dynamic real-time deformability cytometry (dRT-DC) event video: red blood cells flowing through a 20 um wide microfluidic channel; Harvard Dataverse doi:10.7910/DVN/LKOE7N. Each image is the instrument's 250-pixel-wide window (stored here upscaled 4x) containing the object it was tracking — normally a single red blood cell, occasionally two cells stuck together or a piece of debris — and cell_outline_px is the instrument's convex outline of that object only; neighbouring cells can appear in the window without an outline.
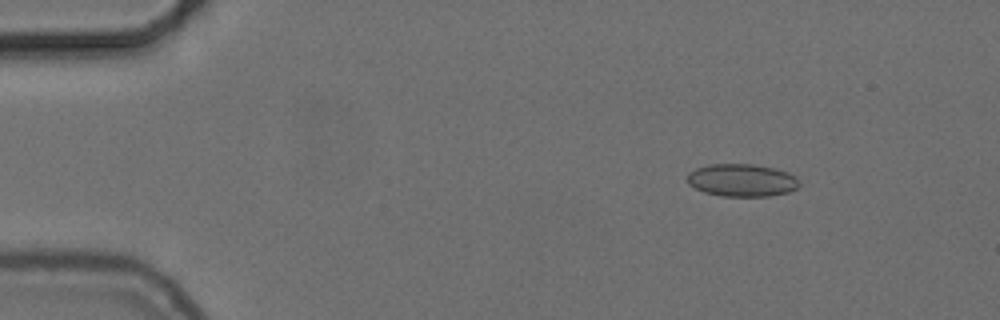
{"species": "common noctule bat (a hibernating species)", "species_latin": "Nyctalus noctula", "temperature_condition": "cold", "stored_images_in_passage": 55, "camera_frame_rate_fps": 3000, "um_per_image_px": 0.085, "animal": {"sex": "female", "body_mass_g": 24.6, "forearm_length_mm": 56.2}, "frame": {"image": 1, "passage_image": 7, "time_ms": 2.0, "image_size_px": [1000, 320], "cell_outline_px": [[800, 184], [796, 188], [788, 192], [768, 196], [720, 196], [704, 192], [688, 184], [688, 172], [696, 168], [708, 164], [752, 164], [772, 168], [788, 172], [796, 176]], "centroid_in_image_um": [63.05, 15.32], "position_along_channel_um": 22.0, "area_um2": 21.27}}
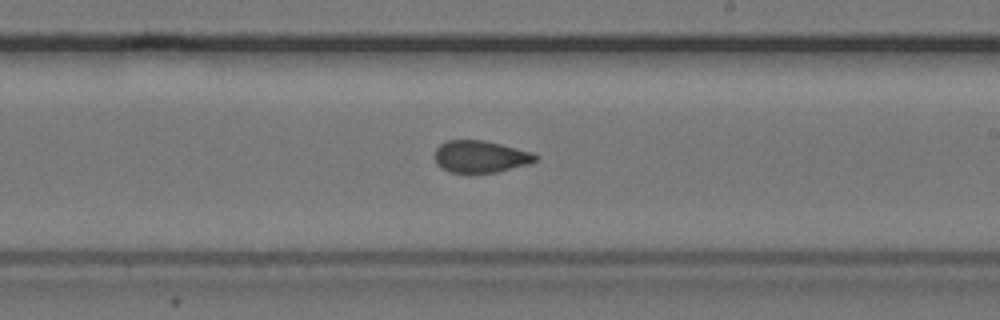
{"frame": {"image": 2, "passage_image": 32, "time_ms": 10.333, "image_size_px": [1000, 320], "cell_outline_px": [[540, 156], [536, 160], [528, 164], [496, 172], [448, 172], [440, 168], [436, 164], [436, 148], [440, 144], [448, 140], [484, 140], [532, 152]], "centroid_in_image_um": [40.83, 13.31], "position_along_channel_um": 248.2, "area_um2": 18.67}}
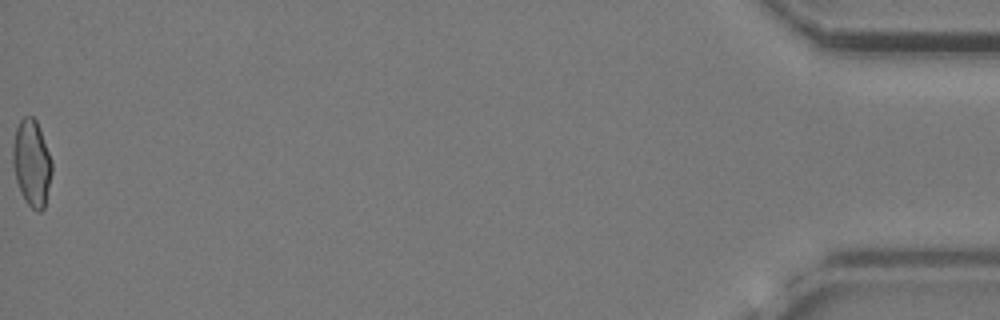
{"frame": {"image": 3, "passage_image": 55, "time_ms": 18.0, "image_size_px": [1000, 320], "cell_outline_px": [[52, 172], [44, 208], [40, 212], [36, 212], [24, 200], [20, 192], [16, 180], [12, 160], [12, 148], [16, 128], [20, 120], [24, 116], [32, 116], [36, 120], [52, 160]], "centroid_in_image_um": [2.69, 13.87], "position_along_channel_um": 432.5, "area_um2": 19.71}, "authors_computed_cell_mechanics": {"area_um2": 19.5364, "velocity_mm_per_s": 3.727, "shape_relaxation_time_tau1_ms": null, "shape_relaxation_time_tau2_ms": 1.6068, "deformation_change_tau1": null, "deformation_change_tau2": 0.058}}